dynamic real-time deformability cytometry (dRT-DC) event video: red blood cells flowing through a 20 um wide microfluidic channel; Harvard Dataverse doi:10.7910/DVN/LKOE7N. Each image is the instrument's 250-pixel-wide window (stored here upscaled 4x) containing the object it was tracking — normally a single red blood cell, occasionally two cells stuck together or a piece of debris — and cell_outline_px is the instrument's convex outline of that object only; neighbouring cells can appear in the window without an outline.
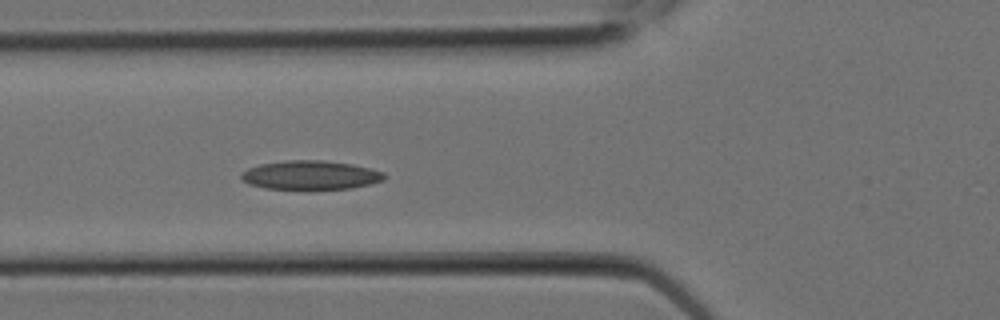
{"species": "Egyptian fruit bat (a non-hibernating species)", "species_latin": "Rousettus aegyptiacus", "temperature_condition": "room temperature", "stored_images_in_passage": 7, "camera_frame_rate_fps": 3000, "um_per_image_px": 0.085, "animal": {"sex": "female"}, "frame": {"image": 1, "passage_image": 7, "time_ms": 2.0, "image_size_px": [1000, 320], "cell_outline_px": [[388, 176], [384, 180], [352, 188], [264, 188], [248, 184], [240, 176], [248, 168], [260, 164], [288, 160], [324, 160], [352, 164], [384, 172]], "centroid_in_image_um": [26.42, 14.87], "position_along_channel_um": 99.4, "area_um2": 23.76}}